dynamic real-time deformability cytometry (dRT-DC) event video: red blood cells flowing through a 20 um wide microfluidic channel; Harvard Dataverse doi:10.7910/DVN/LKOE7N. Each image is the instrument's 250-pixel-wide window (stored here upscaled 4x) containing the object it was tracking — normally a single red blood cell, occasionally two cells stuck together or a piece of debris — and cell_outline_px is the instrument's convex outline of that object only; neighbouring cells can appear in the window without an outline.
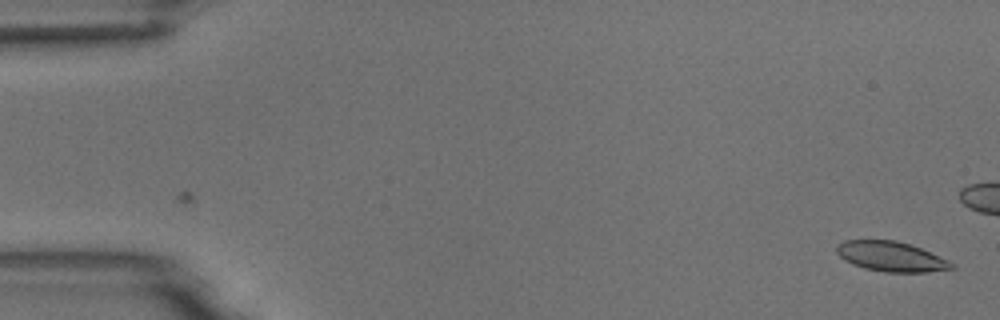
{"species": "common noctule bat (a hibernating species)", "species_latin": "Nyctalus noctula", "temperature_condition": "room temperature", "stored_images_in_passage": 6, "camera_frame_rate_fps": 3000, "um_per_image_px": 0.085, "animal": {"sex": "male", "body_mass_g": 18.8}, "frame": {"image": 1, "passage_image": 1, "time_ms": 0.0, "image_size_px": [1000, 320], "cell_outline_px": [[956, 268], [928, 272], [884, 272], [864, 268], [852, 264], [844, 260], [836, 252], [836, 244], [844, 240], [896, 240], [920, 248], [948, 260], [956, 264]], "centroid_in_image_um": [75.73, 21.81], "position_along_channel_um": 9.3, "area_um2": 20.11}}
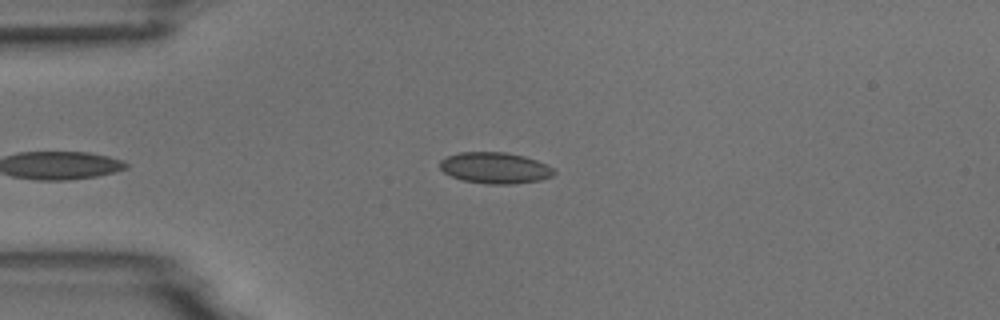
{"frame": {"image": 2, "passage_image": 6, "time_ms": 5.667, "image_size_px": [1000, 320], "cell_outline_px": [[556, 172], [552, 176], [540, 180], [512, 184], [484, 184], [464, 180], [452, 176], [444, 172], [440, 168], [440, 160], [448, 156], [460, 152], [504, 152], [524, 156], [548, 164]], "centroid_in_image_um": [42.09, 14.27], "position_along_channel_um": 42.9, "area_um2": 20.69}}